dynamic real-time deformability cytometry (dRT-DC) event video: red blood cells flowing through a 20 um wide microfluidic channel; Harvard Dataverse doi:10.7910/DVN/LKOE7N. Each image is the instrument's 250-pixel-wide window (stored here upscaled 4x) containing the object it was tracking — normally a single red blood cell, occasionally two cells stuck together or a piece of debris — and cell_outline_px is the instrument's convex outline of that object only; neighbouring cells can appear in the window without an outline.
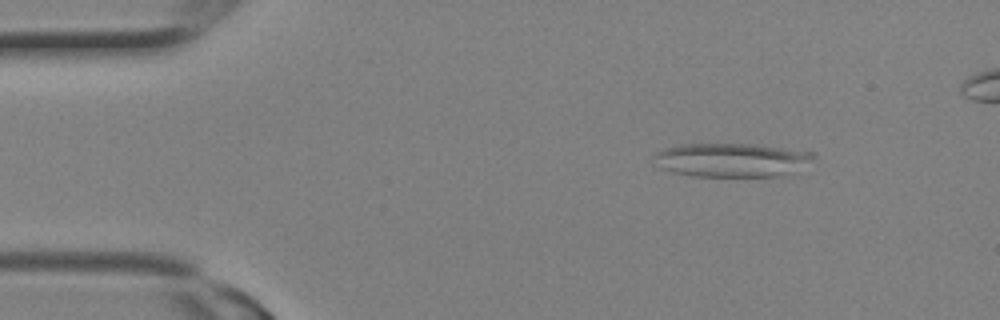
{"species": "Egyptian fruit bat (a non-hibernating species)", "species_latin": "Rousettus aegyptiacus", "temperature_condition": "room temperature", "stored_images_in_passage": 3, "camera_frame_rate_fps": 3000, "um_per_image_px": 0.085, "animal": {"sex": "female"}, "frame": {"image": 1, "passage_image": 1, "time_ms": 0.0, "image_size_px": [1000, 320], "cell_outline_px": [[816, 152], [812, 156], [784, 172], [772, 176], [692, 176], [672, 172], [660, 168], [652, 156], [656, 152], [664, 148], [680, 144], [752, 144]], "centroid_in_image_um": [61.96, 13.57], "position_along_channel_um": 23.0, "area_um2": 30.35}}